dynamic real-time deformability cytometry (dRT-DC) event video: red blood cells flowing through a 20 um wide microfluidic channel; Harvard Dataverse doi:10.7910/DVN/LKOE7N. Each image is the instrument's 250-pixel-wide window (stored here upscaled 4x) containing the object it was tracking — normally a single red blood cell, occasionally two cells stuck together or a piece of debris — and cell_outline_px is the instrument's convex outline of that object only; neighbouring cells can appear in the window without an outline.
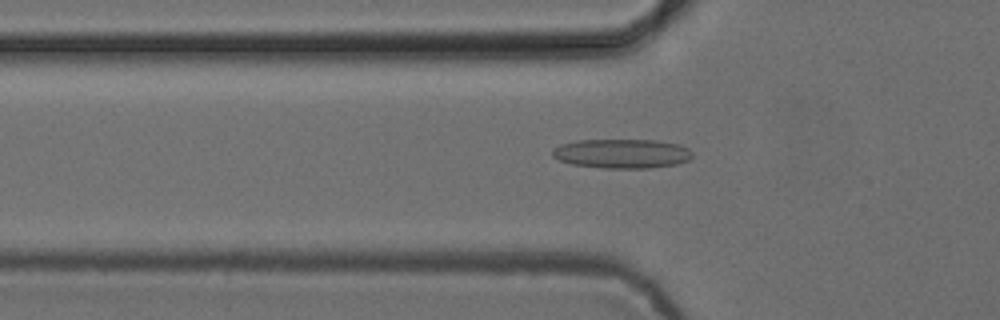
{"species": "common noctule bat (a hibernating species)", "species_latin": "Nyctalus noctula", "temperature_condition": "cold", "stored_images_in_passage": 53, "camera_frame_rate_fps": 3000, "um_per_image_px": 0.085, "animal": {"sex": "female", "body_mass_g": 24.6, "forearm_length_mm": 56.2}, "frame": {"image": 1, "passage_image": 18, "time_ms": 5.667, "image_size_px": [1000, 320], "cell_outline_px": [[692, 156], [688, 160], [676, 164], [652, 168], [604, 168], [572, 164], [560, 160], [552, 156], [552, 148], [560, 144], [576, 140], [656, 140], [680, 144], [688, 148], [692, 152]], "centroid_in_image_um": [52.86, 13.05], "position_along_channel_um": 72.9, "area_um2": 24.04}}
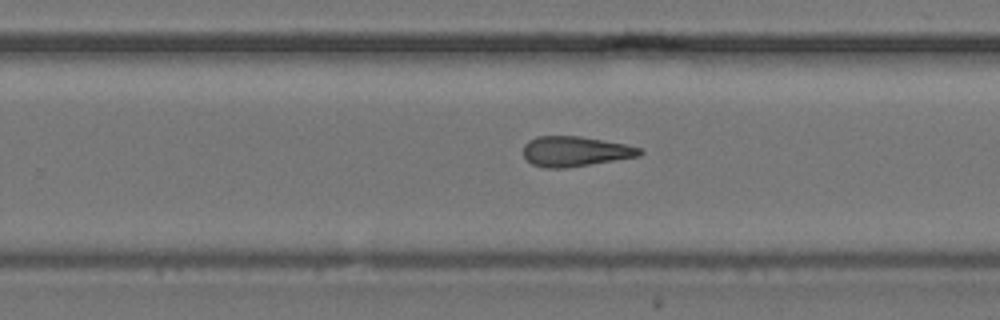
{"frame": {"image": 2, "passage_image": 34, "time_ms": 11.0, "image_size_px": [1000, 320], "cell_outline_px": [[644, 152], [640, 156], [564, 168], [544, 168], [532, 164], [524, 156], [524, 144], [528, 140], [536, 136], [580, 136], [624, 144], [640, 148]], "centroid_in_image_um": [48.86, 12.86], "position_along_channel_um": 280.9, "area_um2": 20.29}}
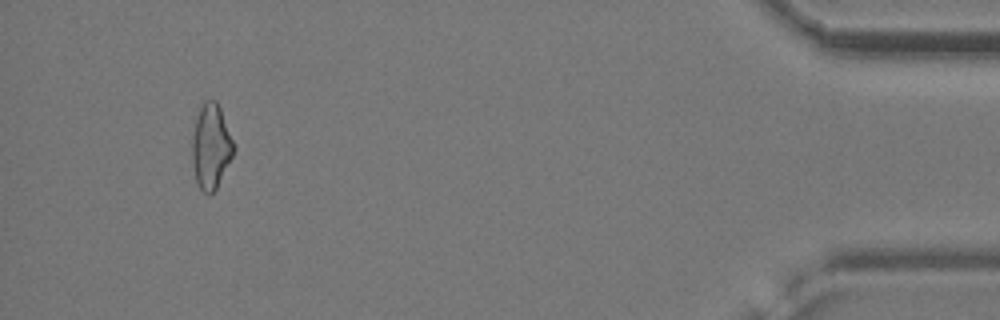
{"frame": {"image": 3, "passage_image": 50, "time_ms": 16.333, "image_size_px": [1000, 320], "cell_outline_px": [[236, 148], [216, 188], [208, 196], [196, 184], [192, 160], [192, 136], [196, 120], [200, 108], [204, 100], [216, 100], [220, 108]], "centroid_in_image_um": [17.92, 12.46], "position_along_channel_um": 417.3, "area_um2": 20.35}, "authors_computed_cell_mechanics": {"area_um2": 21.0392, "velocity_mm_per_s": 3.8855, "shape_relaxation_time_tau1_ms": null, "shape_relaxation_time_tau2_ms": 2.1507, "deformation_change_tau1": null, "deformation_change_tau2": 0.1316}}